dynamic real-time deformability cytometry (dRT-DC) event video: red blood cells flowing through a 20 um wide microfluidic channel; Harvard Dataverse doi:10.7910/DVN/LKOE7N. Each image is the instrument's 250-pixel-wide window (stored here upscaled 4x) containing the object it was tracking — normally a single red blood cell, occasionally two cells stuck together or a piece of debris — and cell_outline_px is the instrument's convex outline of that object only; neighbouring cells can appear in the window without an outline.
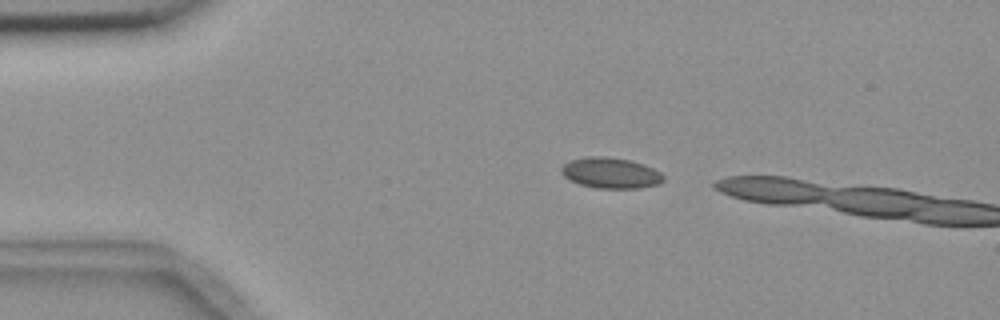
{"species": "common noctule bat (a hibernating species)", "species_latin": "Nyctalus noctula", "temperature_condition": "room temperature", "stored_images_in_passage": 3, "camera_frame_rate_fps": 3000, "um_per_image_px": 0.085, "animal": {"sex": "female", "body_mass_g": 18.4}, "frame": {"image": 1, "passage_image": 1, "time_ms": 0.0, "image_size_px": [1000, 320], "cell_outline_px": [[664, 180], [660, 184], [640, 188], [596, 188], [580, 184], [564, 176], [560, 172], [560, 168], [564, 164], [572, 160], [588, 156], [604, 156], [628, 160], [644, 164], [660, 172], [664, 176]], "centroid_in_image_um": [51.92, 14.7], "position_along_channel_um": 33.1, "area_um2": 18.21}}